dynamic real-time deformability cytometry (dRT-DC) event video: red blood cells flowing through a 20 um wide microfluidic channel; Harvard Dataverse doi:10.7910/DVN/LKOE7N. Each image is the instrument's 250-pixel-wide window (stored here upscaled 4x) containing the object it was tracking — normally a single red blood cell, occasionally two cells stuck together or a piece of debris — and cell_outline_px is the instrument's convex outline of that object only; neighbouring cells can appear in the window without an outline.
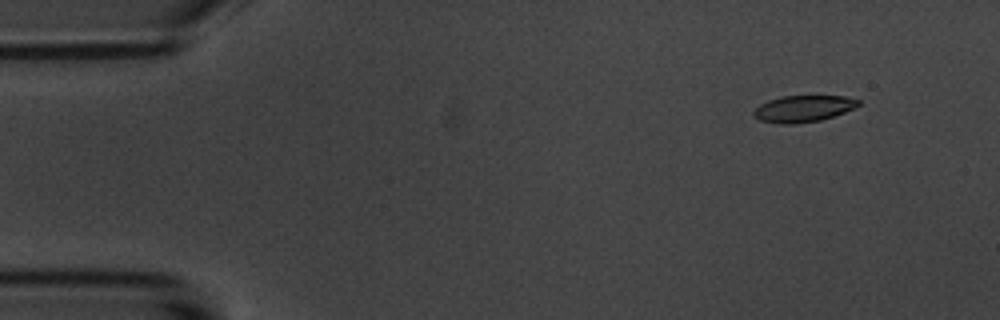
{"species": "common noctule bat (a hibernating species)", "species_latin": "Nyctalus noctula", "temperature_condition": "room temperature", "stored_images_in_passage": 54, "camera_frame_rate_fps": 3000, "um_per_image_px": 0.085, "animal": {"sex": "male", "body_mass_g": 20.1, "forearm_length_mm": 53.5}, "frame": {"image": 1, "passage_image": 3, "time_ms": 0.667, "image_size_px": [1000, 320], "cell_outline_px": [[860, 104], [844, 112], [820, 120], [796, 124], [780, 124], [760, 120], [752, 112], [760, 104], [768, 100], [784, 96], [844, 96], [860, 100]], "centroid_in_image_um": [68.26, 9.23], "position_along_channel_um": 16.7, "area_um2": 16.01}}
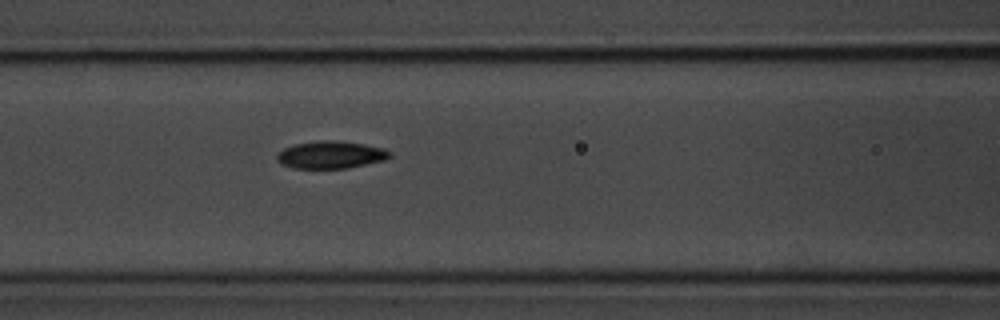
{"frame": {"image": 2, "passage_image": 21, "time_ms": 6.667, "image_size_px": [1000, 320], "cell_outline_px": [[392, 156], [384, 160], [348, 168], [292, 168], [280, 164], [276, 160], [276, 156], [284, 148], [292, 144], [316, 140], [340, 140], [364, 144], [384, 148], [392, 152]], "centroid_in_image_um": [28.1, 13.14], "position_along_channel_um": 138.5, "area_um2": 18.32}}
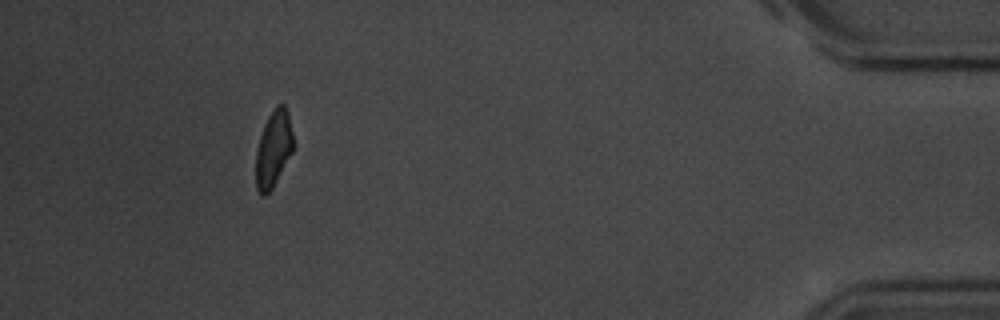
{"frame": {"image": 3, "passage_image": 49, "time_ms": 16.0, "image_size_px": [1000, 320], "cell_outline_px": [[292, 152], [272, 188], [264, 196], [260, 196], [256, 188], [256, 152], [260, 136], [264, 124], [268, 116], [276, 104], [284, 104], [288, 112], [292, 132]], "centroid_in_image_um": [23.22, 12.64], "position_along_channel_um": 412.0, "area_um2": 16.47}, "authors_computed_cell_mechanics": {"area_um2": 17.7735, "velocity_mm_per_s": 3.5936, "shape_relaxation_time_tau1_ms": 2.8235, "shape_relaxation_time_tau2_ms": 5.484, "deformation_change_tau1": 0.1282, "deformation_change_tau2": 0.1008}}